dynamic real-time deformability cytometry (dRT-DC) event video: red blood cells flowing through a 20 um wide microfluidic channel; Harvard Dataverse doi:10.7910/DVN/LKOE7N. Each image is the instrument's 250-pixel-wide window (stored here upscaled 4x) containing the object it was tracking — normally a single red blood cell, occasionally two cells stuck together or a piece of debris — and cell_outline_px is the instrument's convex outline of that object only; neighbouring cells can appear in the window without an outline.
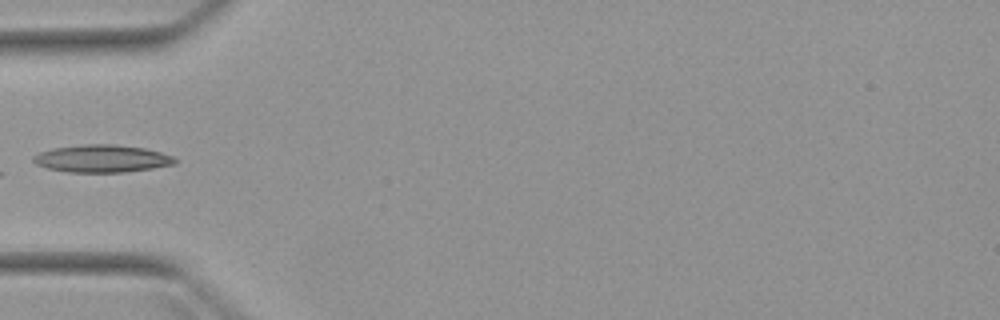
{"species": "Egyptian fruit bat (a non-hibernating species)", "species_latin": "Rousettus aegyptiacus", "temperature_condition": "warm", "stored_images_in_passage": 5, "camera_frame_rate_fps": 3000, "um_per_image_px": 0.085, "animal": {"sex": "female"}, "frame": {"image": 1, "passage_image": 5, "time_ms": 5.667, "image_size_px": [1000, 320], "cell_outline_px": [[176, 164], [152, 168], [124, 172], [68, 172], [48, 168], [36, 164], [32, 160], [32, 156], [40, 152], [52, 148], [84, 144], [116, 144], [144, 148], [160, 152], [172, 156], [176, 160]], "centroid_in_image_um": [8.64, 13.47], "position_along_channel_um": 76.4, "area_um2": 22.66}}